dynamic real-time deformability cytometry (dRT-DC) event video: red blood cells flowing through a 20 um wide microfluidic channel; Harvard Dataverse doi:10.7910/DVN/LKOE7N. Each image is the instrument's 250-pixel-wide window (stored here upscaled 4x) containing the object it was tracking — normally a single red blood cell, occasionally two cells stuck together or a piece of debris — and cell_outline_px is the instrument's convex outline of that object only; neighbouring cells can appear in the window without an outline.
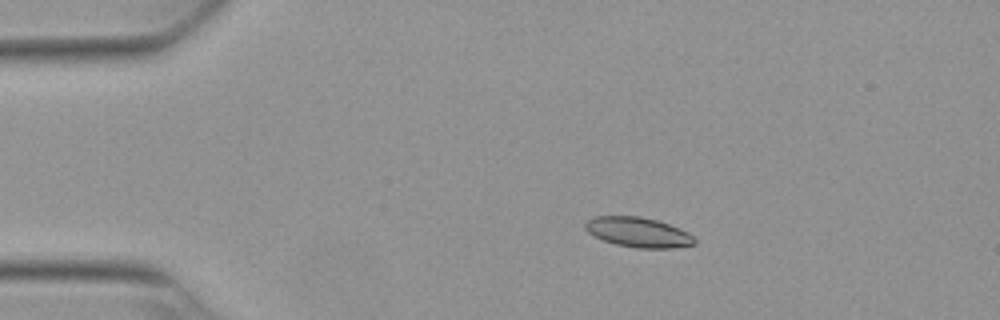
{"species": "Egyptian fruit bat (a non-hibernating species)", "species_latin": "Rousettus aegyptiacus", "temperature_condition": "warm", "stored_images_in_passage": 54, "camera_frame_rate_fps": 3000, "um_per_image_px": 0.085, "animal": {"sex": "female"}, "frame": {"image": 1, "passage_image": 11, "time_ms": 3.333, "image_size_px": [1000, 320], "cell_outline_px": [[696, 244], [672, 248], [636, 248], [616, 244], [604, 240], [588, 232], [584, 228], [584, 224], [592, 216], [640, 216], [656, 220], [680, 228], [688, 232], [696, 240]], "centroid_in_image_um": [54.25, 19.74], "position_along_channel_um": 30.7, "area_um2": 19.02}}
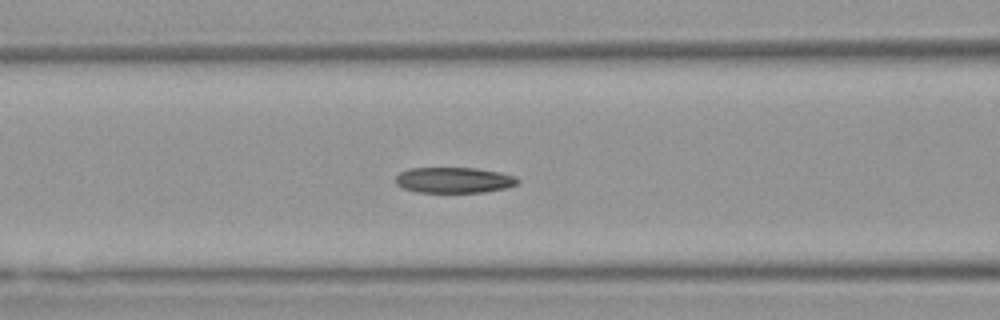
{"frame": {"image": 2, "passage_image": 23, "time_ms": 7.333, "image_size_px": [1000, 320], "cell_outline_px": [[520, 180], [516, 184], [508, 188], [484, 192], [416, 192], [404, 188], [396, 184], [396, 176], [400, 172], [408, 168], [476, 168], [500, 172], [516, 176]], "centroid_in_image_um": [38.61, 15.3], "position_along_channel_um": 128.0, "area_um2": 18.38}}
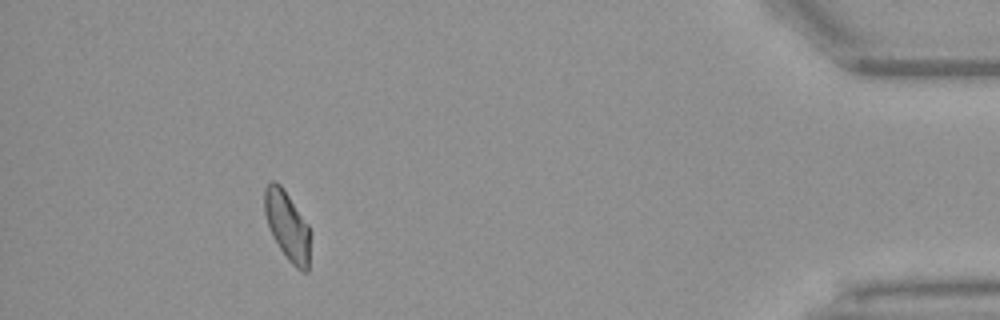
{"frame": {"image": 3, "passage_image": 50, "time_ms": 16.333, "image_size_px": [1000, 320], "cell_outline_px": [[308, 272], [300, 272], [288, 260], [272, 236], [264, 212], [264, 188], [272, 180], [276, 180], [284, 188], [308, 224]], "centroid_in_image_um": [24.39, 19.15], "position_along_channel_um": 410.8, "area_um2": 18.21}, "authors_computed_cell_mechanics": {"area_um2": 18.5827, "velocity_mm_per_s": 3.8049, "shape_relaxation_time_tau1_ms": null, "shape_relaxation_time_tau2_ms": 3.5563, "deformation_change_tau1": null, "deformation_change_tau2": 0.0909}}